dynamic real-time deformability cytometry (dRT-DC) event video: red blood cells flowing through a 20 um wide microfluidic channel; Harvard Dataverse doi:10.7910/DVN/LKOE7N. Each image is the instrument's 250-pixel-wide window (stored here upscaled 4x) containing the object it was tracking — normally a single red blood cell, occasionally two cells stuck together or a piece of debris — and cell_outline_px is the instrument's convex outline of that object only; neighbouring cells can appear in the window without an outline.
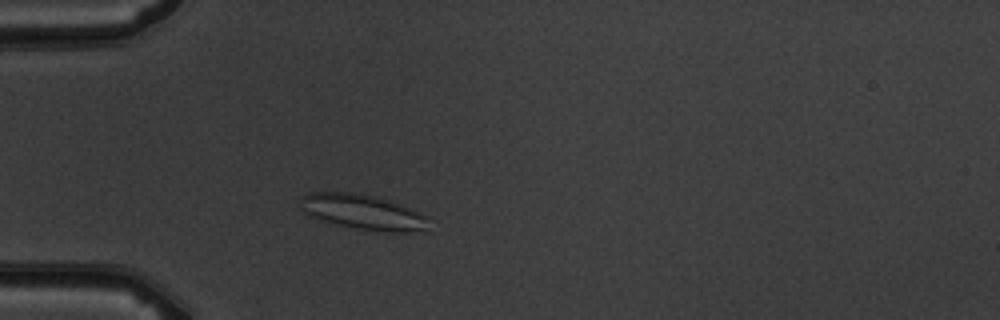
{"species": "common noctule bat (a hibernating species)", "species_latin": "Nyctalus noctula", "temperature_condition": "warm", "stored_images_in_passage": 3, "camera_frame_rate_fps": 3000, "um_per_image_px": 0.085, "animal": {"sex": "male", "body_mass_g": 19.5, "forearm_length_mm": 54.6}, "frame": {"image": 1, "passage_image": 3, "time_ms": 2.333, "image_size_px": [1000, 320], "cell_outline_px": [[428, 232], [376, 232], [356, 228], [320, 220], [304, 212], [300, 208], [300, 196], [308, 192], [360, 192], [388, 200], [428, 216]], "centroid_in_image_um": [30.86, 18.03], "position_along_channel_um": 54.1, "area_um2": 26.59}}